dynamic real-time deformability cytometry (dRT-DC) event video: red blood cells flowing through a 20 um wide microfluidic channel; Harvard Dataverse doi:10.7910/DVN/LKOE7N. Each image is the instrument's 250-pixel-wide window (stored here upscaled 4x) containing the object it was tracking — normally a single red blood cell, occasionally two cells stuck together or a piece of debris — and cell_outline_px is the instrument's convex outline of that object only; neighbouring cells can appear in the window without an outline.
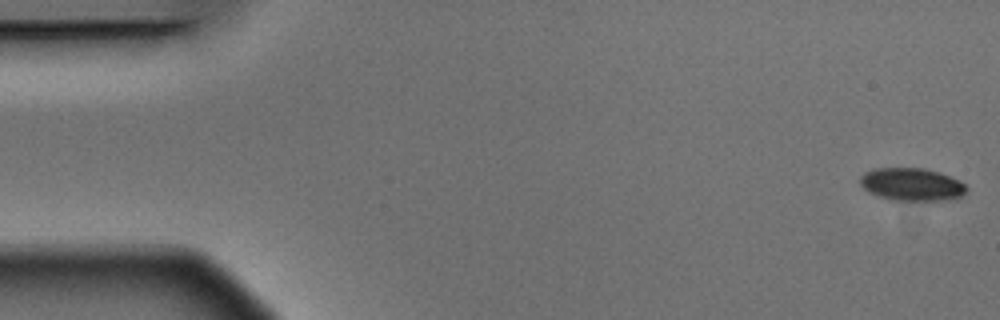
{"species": "Egyptian fruit bat (a non-hibernating species)", "species_latin": "Rousettus aegyptiacus", "temperature_condition": "warm", "stored_images_in_passage": 6, "segment_of_instrument_passage": [1, 2], "camera_frame_rate_fps": 3000, "um_per_image_px": 0.085, "animal": {"sex": "male"}, "frame": {"image": 1, "passage_image": 1, "time_ms": 0.0, "image_size_px": [1000, 320], "cell_outline_px": [[968, 188], [960, 196], [940, 200], [892, 200], [868, 192], [860, 184], [860, 176], [864, 172], [876, 168], [924, 168], [960, 180]], "centroid_in_image_um": [77.45, 15.66], "position_along_channel_um": 7.5, "area_um2": 20.0}}
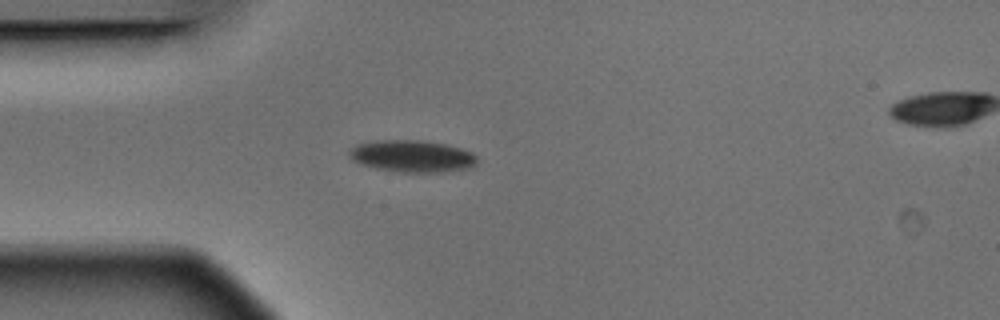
{"frame": {"image": 2, "passage_image": 5, "time_ms": 1.333, "image_size_px": [1000, 320], "cell_outline_px": [[476, 164], [472, 168], [440, 172], [396, 172], [376, 168], [360, 164], [352, 160], [348, 156], [348, 152], [356, 144], [376, 140], [420, 140], [444, 144], [460, 148], [472, 152], [476, 156]], "centroid_in_image_um": [35.01, 13.28], "position_along_channel_um": 50.0, "area_um2": 23.93}}